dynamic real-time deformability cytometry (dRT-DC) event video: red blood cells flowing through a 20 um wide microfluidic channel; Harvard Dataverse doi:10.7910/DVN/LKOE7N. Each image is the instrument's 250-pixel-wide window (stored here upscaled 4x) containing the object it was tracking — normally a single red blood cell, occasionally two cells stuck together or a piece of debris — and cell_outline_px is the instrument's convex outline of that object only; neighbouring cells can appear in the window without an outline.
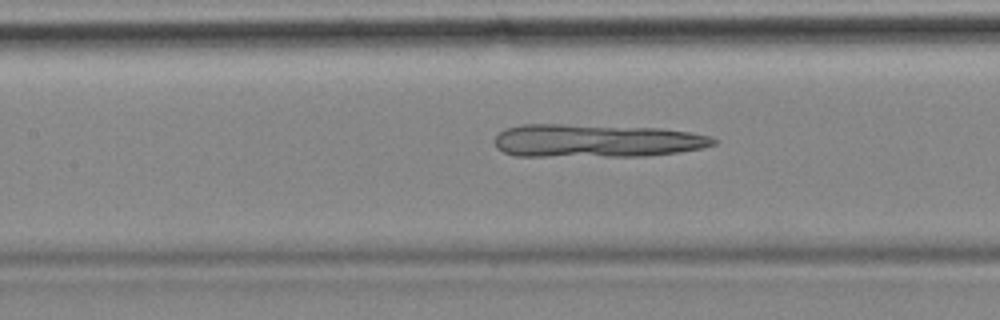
{"species": "common noctule bat (a hibernating species)", "species_latin": "Nyctalus noctula", "temperature_condition": "cold", "stored_images_in_passage": 55, "camera_frame_rate_fps": 3000, "um_per_image_px": 0.085, "animal": {"sex": "female", "body_mass_g": 18.4}, "frame": {"image": 1, "passage_image": 24, "time_ms": 7.667, "image_size_px": [1000, 320], "cell_outline_px": [[716, 144], [704, 148], [680, 152], [648, 156], [516, 156], [504, 152], [496, 148], [496, 136], [504, 128], [520, 124], [564, 124], [660, 128], [692, 132], [712, 136], [716, 140]], "centroid_in_image_um": [50.72, 11.96], "position_along_channel_um": 156.7, "area_um2": 42.66}}